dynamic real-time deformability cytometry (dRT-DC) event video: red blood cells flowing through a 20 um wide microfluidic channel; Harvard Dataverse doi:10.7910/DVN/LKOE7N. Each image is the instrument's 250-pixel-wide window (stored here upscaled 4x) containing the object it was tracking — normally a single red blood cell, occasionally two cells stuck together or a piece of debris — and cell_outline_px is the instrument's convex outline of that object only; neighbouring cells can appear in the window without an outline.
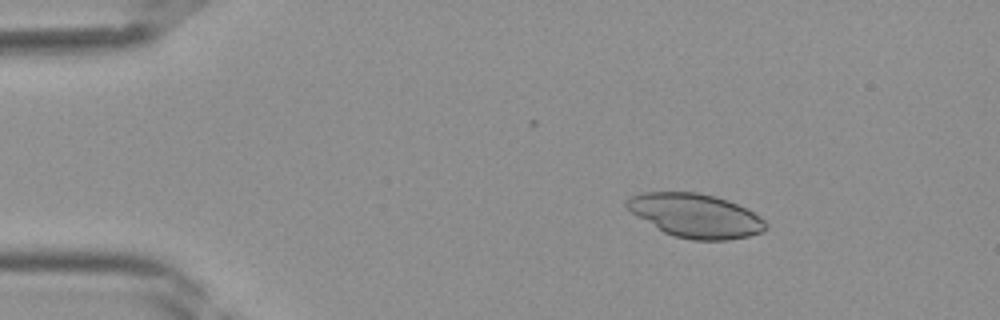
{"species": "Egyptian fruit bat (a non-hibernating species)", "species_latin": "Rousettus aegyptiacus", "temperature_condition": "room temperature", "stored_images_in_passage": 37, "camera_frame_rate_fps": 3000, "um_per_image_px": 0.085, "frame": {"image": 1, "passage_image": 4, "time_ms": 1.0, "image_size_px": [1000, 320], "cell_outline_px": [[768, 228], [764, 232], [748, 236], [728, 240], [692, 240], [676, 236], [664, 232], [632, 212], [624, 204], [624, 200], [632, 196], [644, 192], [696, 192], [716, 196], [728, 200], [748, 208], [764, 220], [768, 224]], "centroid_in_image_um": [59.18, 18.32], "position_along_channel_um": 25.8, "area_um2": 35.43}}
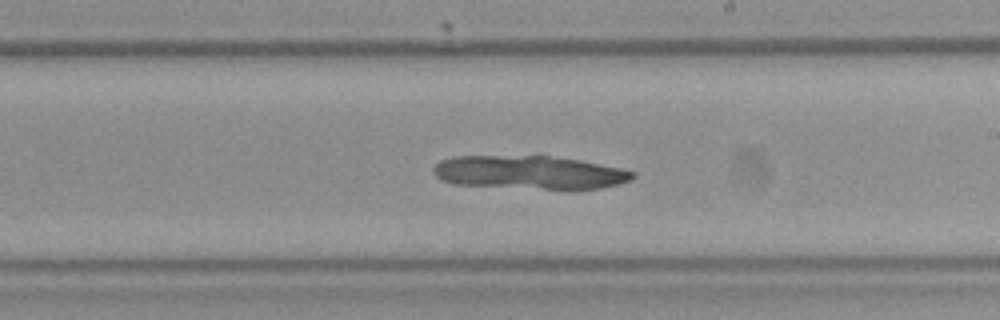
{"frame": {"image": 2, "passage_image": 21, "time_ms": 6.667, "image_size_px": [1000, 320], "cell_outline_px": [[636, 176], [632, 180], [600, 188], [544, 188], [456, 184], [444, 180], [436, 176], [432, 172], [432, 168], [440, 160], [452, 156], [548, 156], [580, 160], [624, 168], [636, 172]], "centroid_in_image_um": [45.03, 14.63], "position_along_channel_um": 244.0, "area_um2": 38.32}}
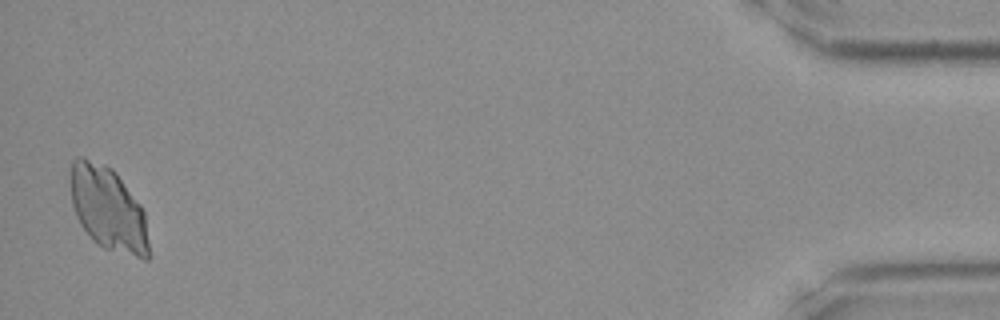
{"frame": {"image": 3, "passage_image": 37, "time_ms": 12.0, "image_size_px": [1000, 320], "cell_outline_px": [[148, 260], [144, 260], [104, 248], [92, 240], [80, 224], [76, 216], [72, 204], [68, 172], [72, 160], [76, 156], [84, 156], [104, 164], [112, 168], [116, 172], [140, 204], [144, 212], [148, 240]], "centroid_in_image_um": [9.14, 17.71], "position_along_channel_um": 426.1, "area_um2": 38.9}}